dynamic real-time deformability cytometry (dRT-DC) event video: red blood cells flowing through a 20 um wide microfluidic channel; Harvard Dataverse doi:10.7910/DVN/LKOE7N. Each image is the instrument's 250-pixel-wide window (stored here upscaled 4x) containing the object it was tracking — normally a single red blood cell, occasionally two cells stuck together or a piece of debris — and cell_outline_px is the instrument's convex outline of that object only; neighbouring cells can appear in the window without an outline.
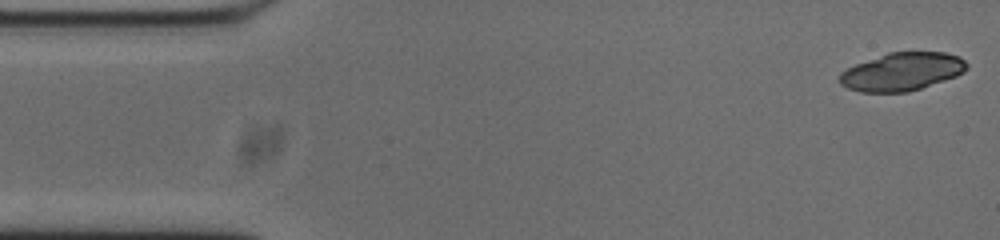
{"species": "common noctule bat (a hibernating species)", "species_latin": "Nyctalus noctula", "temperature_condition": "cold", "stored_images_in_passage": 53, "camera_frame_rate_fps": 3000, "um_per_image_px": 0.085, "animal": {"sex": "male", "body_mass_g": 20.0, "forearm_length_mm": 53.3}, "frame": {"image": 1, "passage_image": 1, "time_ms": 0.0, "image_size_px": [1000, 240], "cell_outline_px": [[968, 68], [964, 72], [956, 76], [908, 92], [860, 92], [848, 88], [840, 84], [840, 72], [856, 64], [888, 52], [944, 52], [960, 56], [968, 64]], "centroid_in_image_um": [76.69, 6.09], "position_along_channel_um": 8.3, "area_um2": 28.09}, "authors_computed_cell_mechanics": {"area_um2": 28.4376, "velocity_mm_per_s": 3.7558, "shape_relaxation_time_tau1_ms": null, "shape_relaxation_time_tau2_ms": 2.1105, "deformation_change_tau1": null, "deformation_change_tau2": 0.0614}}